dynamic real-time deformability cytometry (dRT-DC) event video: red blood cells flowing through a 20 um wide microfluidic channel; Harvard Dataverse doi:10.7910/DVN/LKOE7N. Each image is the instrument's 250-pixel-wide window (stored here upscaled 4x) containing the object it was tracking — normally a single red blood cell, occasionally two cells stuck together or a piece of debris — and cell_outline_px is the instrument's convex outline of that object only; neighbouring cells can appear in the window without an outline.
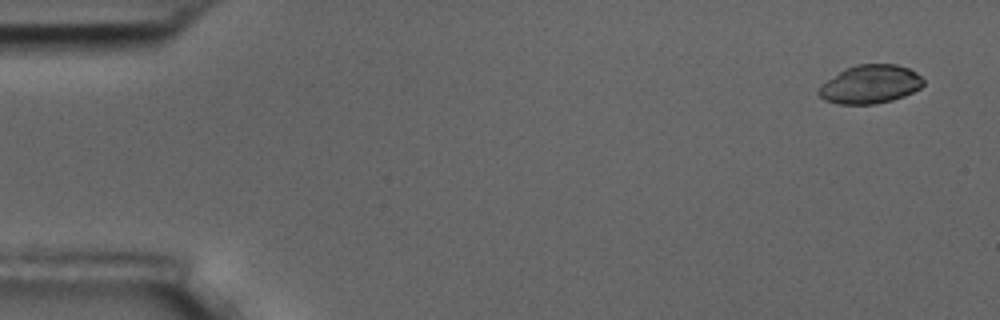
{"species": "common noctule bat (a hibernating species)", "species_latin": "Nyctalus noctula", "temperature_condition": "room temperature", "stored_images_in_passage": 5, "camera_frame_rate_fps": 3000, "um_per_image_px": 0.085, "animal": {"sex": "male", "body_mass_g": 17.5, "forearm_length_mm": 52.3}, "frame": {"image": 1, "passage_image": 1, "time_ms": 0.0, "image_size_px": [1000, 320], "cell_outline_px": [[924, 84], [920, 88], [904, 96], [892, 100], [876, 104], [836, 104], [824, 100], [816, 92], [820, 84], [844, 68], [856, 64], [896, 64], [908, 68], [916, 72], [924, 80]], "centroid_in_image_um": [73.93, 7.16], "position_along_channel_um": 11.1, "area_um2": 23.76}}
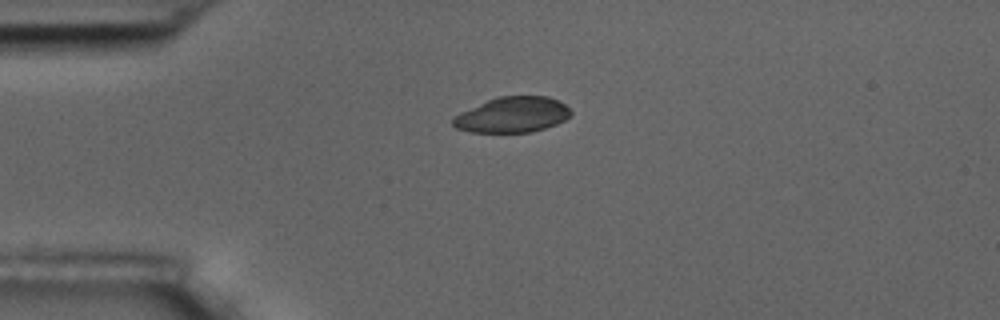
{"frame": {"image": 2, "passage_image": 4, "time_ms": 3.667, "image_size_px": [1000, 320], "cell_outline_px": [[572, 116], [556, 124], [532, 132], [472, 132], [456, 128], [452, 124], [452, 120], [460, 112], [496, 96], [548, 96], [560, 100], [572, 112]], "centroid_in_image_um": [43.58, 9.74], "position_along_channel_um": 41.4, "area_um2": 24.45}}